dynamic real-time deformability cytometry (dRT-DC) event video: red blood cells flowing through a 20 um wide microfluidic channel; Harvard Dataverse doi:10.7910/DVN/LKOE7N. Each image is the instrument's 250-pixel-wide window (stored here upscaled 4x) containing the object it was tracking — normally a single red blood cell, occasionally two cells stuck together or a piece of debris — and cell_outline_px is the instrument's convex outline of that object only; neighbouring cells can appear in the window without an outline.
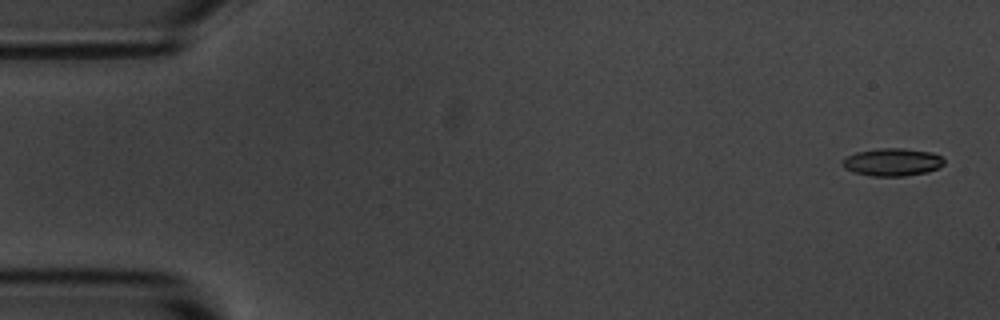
{"species": "common noctule bat (a hibernating species)", "species_latin": "Nyctalus noctula", "temperature_condition": "room temperature", "stored_images_in_passage": 5, "camera_frame_rate_fps": 3000, "um_per_image_px": 0.085, "animal": {"sex": "male", "body_mass_g": 20.1, "forearm_length_mm": 53.5}, "frame": {"image": 1, "passage_image": 1, "time_ms": 0.0, "image_size_px": [1000, 320], "cell_outline_px": [[944, 164], [940, 168], [928, 172], [904, 176], [872, 176], [852, 172], [844, 168], [840, 160], [844, 156], [856, 152], [880, 148], [904, 148], [932, 152], [940, 156], [944, 160]], "centroid_in_image_um": [75.82, 13.78], "position_along_channel_um": 9.2, "area_um2": 16.7}}
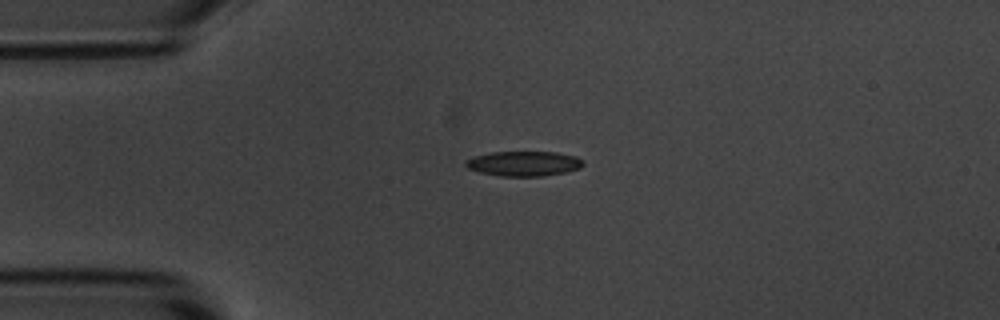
{"frame": {"image": 2, "passage_image": 4, "time_ms": 3.667, "image_size_px": [1000, 320], "cell_outline_px": [[584, 164], [580, 168], [568, 172], [540, 176], [500, 176], [480, 172], [468, 168], [464, 164], [472, 156], [492, 152], [556, 152], [576, 156], [584, 160]], "centroid_in_image_um": [44.56, 13.9], "position_along_channel_um": 40.4, "area_um2": 17.11}}